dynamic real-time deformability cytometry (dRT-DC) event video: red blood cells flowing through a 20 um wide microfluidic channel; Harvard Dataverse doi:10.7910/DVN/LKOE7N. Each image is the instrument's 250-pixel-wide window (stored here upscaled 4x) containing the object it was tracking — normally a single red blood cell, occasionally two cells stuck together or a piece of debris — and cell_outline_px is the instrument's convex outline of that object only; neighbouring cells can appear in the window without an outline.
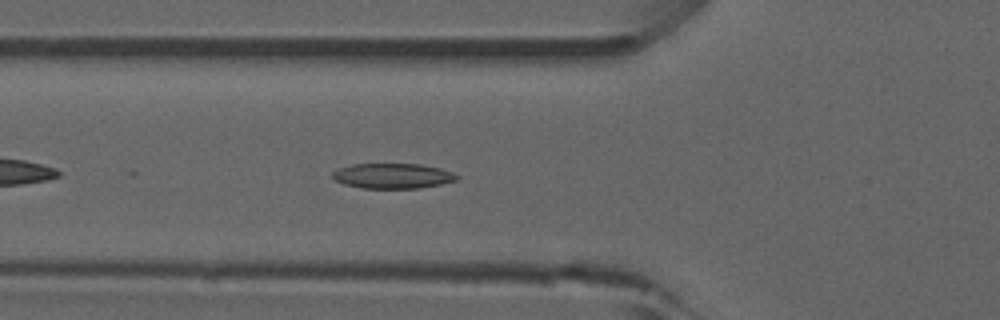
{"species": "common noctule bat (a hibernating species)", "species_latin": "Nyctalus noctula", "temperature_condition": "room temperature", "stored_images_in_passage": 41, "camera_frame_rate_fps": 3000, "um_per_image_px": 0.085, "animal": {"sex": "male", "forearm_length_mm": 52.5}, "frame": {"image": 1, "passage_image": 7, "time_ms": 2.0, "image_size_px": [1000, 320], "cell_outline_px": [[460, 176], [456, 180], [440, 184], [420, 188], [360, 188], [344, 184], [336, 180], [332, 176], [332, 172], [340, 168], [352, 164], [420, 164], [440, 168], [452, 172]], "centroid_in_image_um": [33.38, 14.95], "position_along_channel_um": 92.4, "area_um2": 18.15}, "authors_computed_cell_mechanics": {"area_um2": 18.2648, "velocity_mm_per_s": 3.8565, "shape_relaxation_time_tau1_ms": 8.9447, "shape_relaxation_time_tau2_ms": 3.3275, "deformation_change_tau1": 0.2112, "deformation_change_tau2": 0.0904}}